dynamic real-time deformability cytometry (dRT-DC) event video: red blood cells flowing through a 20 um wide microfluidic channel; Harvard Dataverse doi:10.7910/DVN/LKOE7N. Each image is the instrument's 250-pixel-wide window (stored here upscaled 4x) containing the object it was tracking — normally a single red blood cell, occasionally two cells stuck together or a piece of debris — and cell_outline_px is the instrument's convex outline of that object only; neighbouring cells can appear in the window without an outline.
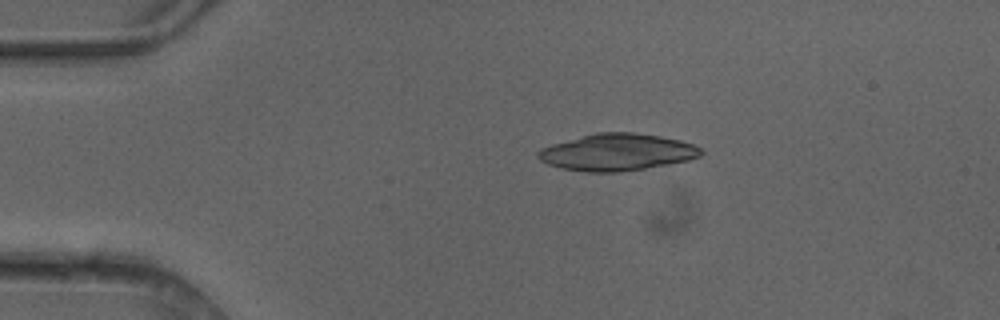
{"species": "common noctule bat (a hibernating species)", "species_latin": "Nyctalus noctula", "temperature_condition": "cold", "stored_images_in_passage": 4, "camera_frame_rate_fps": 3000, "um_per_image_px": 0.085, "animal": {"sex": "female"}, "frame": {"image": 1, "passage_image": 3, "time_ms": 0.667, "image_size_px": [1000, 320], "cell_outline_px": [[704, 152], [700, 156], [688, 160], [668, 164], [644, 168], [616, 172], [584, 172], [560, 168], [548, 164], [540, 160], [536, 156], [536, 152], [540, 148], [552, 144], [596, 132], [632, 132], [660, 136], [680, 140], [692, 144], [700, 148]], "centroid_in_image_um": [52.42, 12.93], "position_along_channel_um": 32.6, "area_um2": 34.97}}